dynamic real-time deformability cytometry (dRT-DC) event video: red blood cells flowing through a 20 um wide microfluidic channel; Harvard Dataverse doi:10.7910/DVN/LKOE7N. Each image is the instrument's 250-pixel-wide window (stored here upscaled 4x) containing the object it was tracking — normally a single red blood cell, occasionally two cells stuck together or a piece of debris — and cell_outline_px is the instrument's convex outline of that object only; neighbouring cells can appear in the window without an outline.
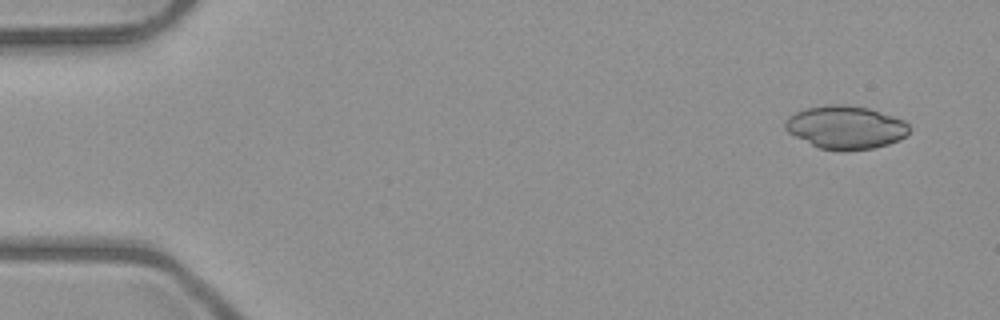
{"species": "common noctule bat (a hibernating species)", "species_latin": "Nyctalus noctula", "temperature_condition": "room temperature", "stored_images_in_passage": 5, "camera_frame_rate_fps": 3000, "um_per_image_px": 0.085, "animal": {"sex": "male", "body_mass_g": 23.1, "forearm_length_mm": 52.7}, "frame": {"image": 1, "passage_image": 1, "time_ms": 0.0, "image_size_px": [1000, 320], "cell_outline_px": [[908, 132], [904, 136], [888, 144], [872, 148], [820, 148], [788, 132], [784, 128], [784, 124], [788, 116], [804, 108], [832, 104], [840, 104], [868, 108], [904, 120], [908, 124]], "centroid_in_image_um": [71.85, 10.78], "position_along_channel_um": 13.2, "area_um2": 30.17}}